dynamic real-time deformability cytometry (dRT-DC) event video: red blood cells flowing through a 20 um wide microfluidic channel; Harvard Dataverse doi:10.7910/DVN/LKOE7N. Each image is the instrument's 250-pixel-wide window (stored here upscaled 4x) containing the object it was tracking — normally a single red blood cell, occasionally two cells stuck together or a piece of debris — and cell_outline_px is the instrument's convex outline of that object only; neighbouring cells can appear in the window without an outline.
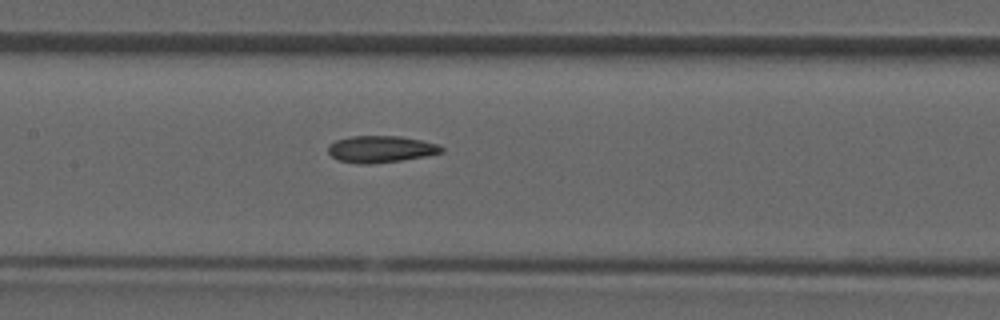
{"species": "common noctule bat (a hibernating species)", "species_latin": "Nyctalus noctula", "temperature_condition": "room temperature", "stored_images_in_passage": 29, "camera_frame_rate_fps": 3000, "um_per_image_px": 0.085, "animal": {"sex": "male", "forearm_length_mm": 52.5}, "frame": {"image": 1, "passage_image": 17, "time_ms": 5.333, "image_size_px": [1000, 320], "cell_outline_px": [[444, 152], [404, 160], [368, 164], [360, 164], [340, 160], [332, 156], [328, 152], [328, 144], [336, 140], [352, 136], [400, 136], [420, 140], [436, 144], [444, 148]], "centroid_in_image_um": [32.36, 12.67], "position_along_channel_um": 175.0, "area_um2": 17.57}}
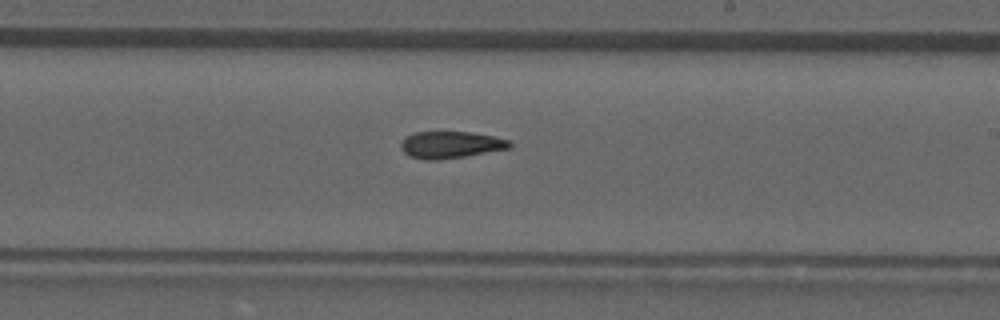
{"frame": {"image": 2, "passage_image": 21, "time_ms": 6.667, "image_size_px": [1000, 320], "cell_outline_px": [[512, 144], [508, 148], [464, 156], [440, 160], [424, 160], [408, 156], [400, 148], [400, 144], [404, 136], [412, 132], [472, 132], [492, 136], [508, 140]], "centroid_in_image_um": [38.21, 12.3], "position_along_channel_um": 250.8, "area_um2": 17.05}}